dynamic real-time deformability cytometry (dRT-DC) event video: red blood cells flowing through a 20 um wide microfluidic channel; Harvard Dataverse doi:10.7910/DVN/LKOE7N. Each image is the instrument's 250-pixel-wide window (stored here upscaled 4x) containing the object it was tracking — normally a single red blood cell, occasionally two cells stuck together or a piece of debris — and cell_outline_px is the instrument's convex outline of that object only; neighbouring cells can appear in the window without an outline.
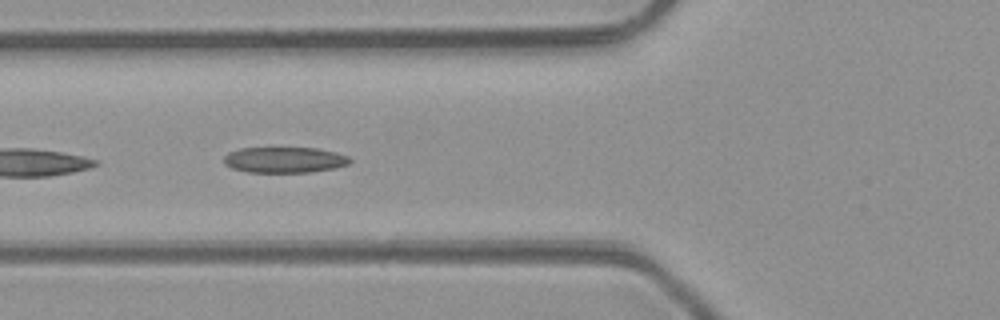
{"species": "common noctule bat (a hibernating species)", "species_latin": "Nyctalus noctula", "temperature_condition": "room temperature", "stored_images_in_passage": 9, "camera_frame_rate_fps": 3000, "um_per_image_px": 0.085, "animal": {"sex": "male", "body_mass_g": 23.1, "forearm_length_mm": 52.7}, "frame": {"image": 1, "passage_image": 7, "time_ms": 7.0, "image_size_px": [1000, 320], "cell_outline_px": [[352, 160], [348, 164], [336, 168], [308, 172], [248, 172], [232, 168], [224, 164], [224, 156], [228, 152], [240, 148], [316, 148], [336, 152], [348, 156]], "centroid_in_image_um": [24.18, 13.58], "position_along_channel_um": 101.6, "area_um2": 18.96}}
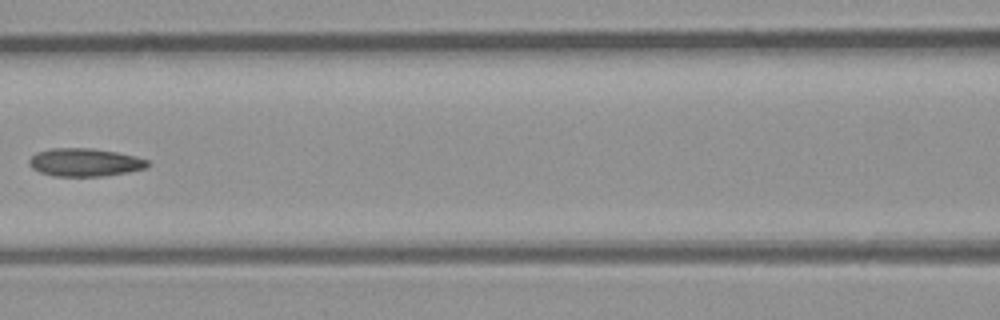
{"frame": {"image": 2, "passage_image": 8, "time_ms": 8.333, "image_size_px": [1000, 320], "cell_outline_px": [[148, 164], [144, 168], [128, 172], [100, 176], [56, 176], [40, 172], [32, 168], [28, 164], [28, 160], [36, 152], [52, 148], [92, 148], [116, 152], [136, 156], [148, 160]], "centroid_in_image_um": [7.17, 13.79], "position_along_channel_um": 159.4, "area_um2": 19.25}}
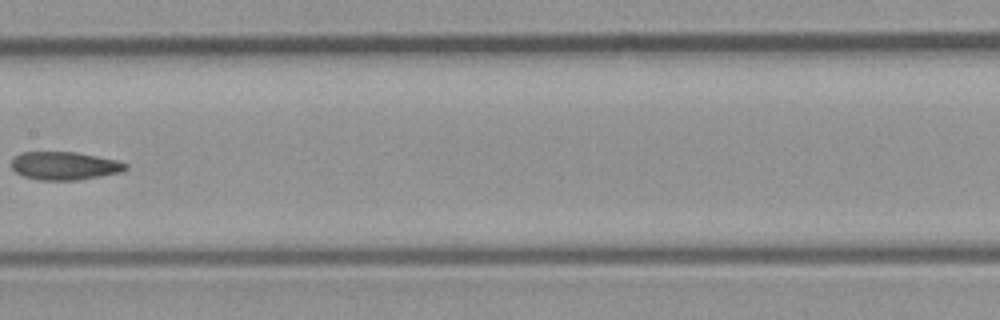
{"frame": {"image": 3, "passage_image": 9, "time_ms": 9.333, "image_size_px": [1000, 320], "cell_outline_px": [[128, 168], [120, 172], [100, 176], [76, 180], [40, 180], [24, 176], [16, 172], [12, 168], [12, 160], [20, 152], [76, 152], [116, 160], [128, 164]], "centroid_in_image_um": [5.48, 14.09], "position_along_channel_um": 201.9, "area_um2": 18.55}}